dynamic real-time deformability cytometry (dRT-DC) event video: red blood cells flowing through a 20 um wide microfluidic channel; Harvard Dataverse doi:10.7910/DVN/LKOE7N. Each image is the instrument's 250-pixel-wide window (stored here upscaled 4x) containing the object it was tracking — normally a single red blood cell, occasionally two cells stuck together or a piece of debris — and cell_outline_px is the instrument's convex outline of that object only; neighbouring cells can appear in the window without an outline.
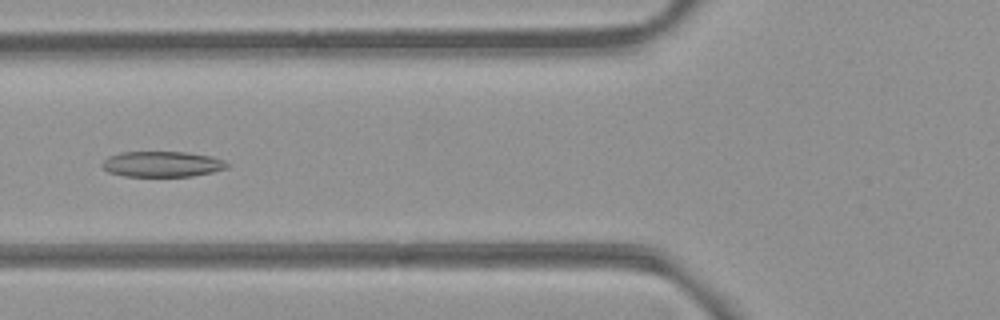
{"species": "common noctule bat (a hibernating species)", "species_latin": "Nyctalus noctula", "temperature_condition": "room temperature", "stored_images_in_passage": 6, "camera_frame_rate_fps": 3000, "um_per_image_px": 0.085, "animal": {"sex": "female", "body_mass_g": 21.9}, "frame": {"image": 1, "passage_image": 5, "time_ms": 1.333, "image_size_px": [1000, 320], "cell_outline_px": [[232, 164], [228, 168], [212, 172], [192, 176], [124, 176], [108, 172], [100, 164], [108, 156], [120, 152], [188, 152], [212, 156], [224, 160]], "centroid_in_image_um": [13.82, 13.94], "position_along_channel_um": 112.0, "area_um2": 18.84}}
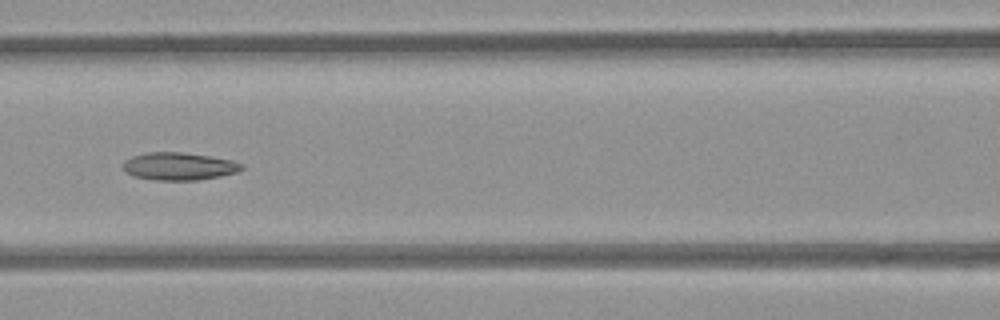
{"frame": {"image": 2, "passage_image": 6, "time_ms": 1.667, "image_size_px": [1000, 320], "cell_outline_px": [[244, 168], [236, 172], [220, 176], [196, 180], [152, 180], [132, 176], [124, 168], [124, 160], [132, 156], [148, 152], [180, 152], [208, 156], [232, 160], [244, 164]], "centroid_in_image_um": [15.21, 14.14], "position_along_channel_um": 151.4, "area_um2": 19.02}}